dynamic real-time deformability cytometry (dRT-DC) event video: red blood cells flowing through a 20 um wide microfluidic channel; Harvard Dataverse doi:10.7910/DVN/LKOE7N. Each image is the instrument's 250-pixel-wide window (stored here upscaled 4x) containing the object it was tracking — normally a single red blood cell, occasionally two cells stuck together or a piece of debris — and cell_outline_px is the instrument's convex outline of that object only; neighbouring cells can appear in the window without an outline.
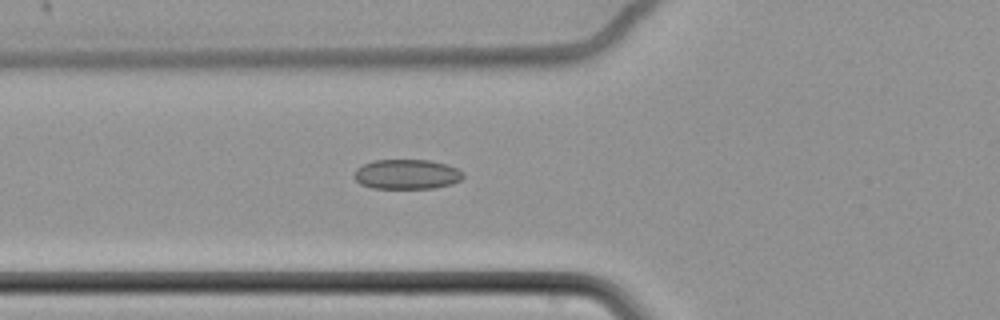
{"species": "common noctule bat (a hibernating species)", "species_latin": "Nyctalus noctula", "temperature_condition": "cold", "stored_images_in_passage": 5, "camera_frame_rate_fps": 3000, "um_per_image_px": 0.085, "animal": {"sex": "female", "body_mass_g": 22.7, "forearm_length_mm": 54.2}, "frame": {"image": 1, "passage_image": 5, "time_ms": 1.333, "image_size_px": [1000, 320], "cell_outline_px": [[464, 176], [460, 180], [452, 184], [432, 188], [372, 188], [360, 184], [352, 176], [356, 168], [372, 160], [428, 160], [448, 164], [464, 172]], "centroid_in_image_um": [34.56, 14.81], "position_along_channel_um": 91.2, "area_um2": 19.07}}